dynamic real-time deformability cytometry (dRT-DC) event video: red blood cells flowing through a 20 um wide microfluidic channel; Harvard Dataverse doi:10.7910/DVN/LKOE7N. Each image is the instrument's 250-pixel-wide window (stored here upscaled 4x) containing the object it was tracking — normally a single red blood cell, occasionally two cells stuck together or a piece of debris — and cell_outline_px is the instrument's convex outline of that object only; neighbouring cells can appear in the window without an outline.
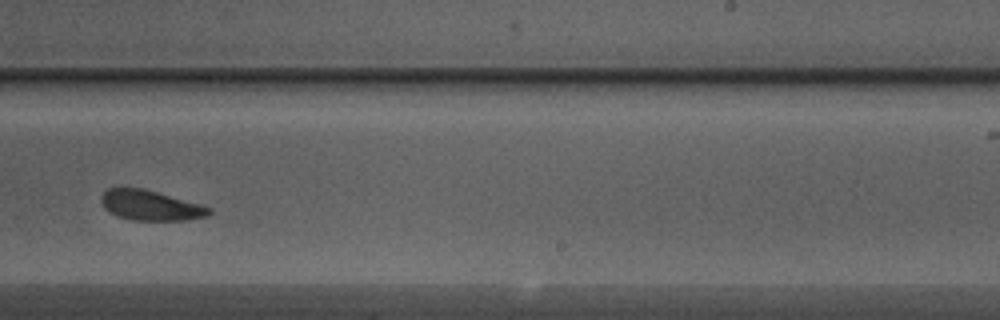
{"species": "Egyptian fruit bat (a non-hibernating species)", "species_latin": "Rousettus aegyptiacus", "temperature_condition": "warm", "stored_images_in_passage": 40, "camera_frame_rate_fps": 3000, "um_per_image_px": 0.085, "animal": {"sex": "male"}, "frame": {"image": 1, "passage_image": 23, "time_ms": 7.333, "image_size_px": [1000, 320], "cell_outline_px": [[212, 212], [208, 216], [188, 220], [132, 220], [116, 216], [104, 208], [100, 200], [100, 196], [108, 188], [140, 188], [156, 192], [200, 204], [212, 208]], "centroid_in_image_um": [12.78, 17.47], "position_along_channel_um": 276.2, "area_um2": 18.84}, "authors_computed_cell_mechanics": {"area_um2": 19.5942, "velocity_mm_per_s": 4.3964, "shape_relaxation_time_tau1_ms": 1.9737, "shape_relaxation_time_tau2_ms": 3.9762, "deformation_change_tau1": 0.0696, "deformation_change_tau2": 0.1137}}